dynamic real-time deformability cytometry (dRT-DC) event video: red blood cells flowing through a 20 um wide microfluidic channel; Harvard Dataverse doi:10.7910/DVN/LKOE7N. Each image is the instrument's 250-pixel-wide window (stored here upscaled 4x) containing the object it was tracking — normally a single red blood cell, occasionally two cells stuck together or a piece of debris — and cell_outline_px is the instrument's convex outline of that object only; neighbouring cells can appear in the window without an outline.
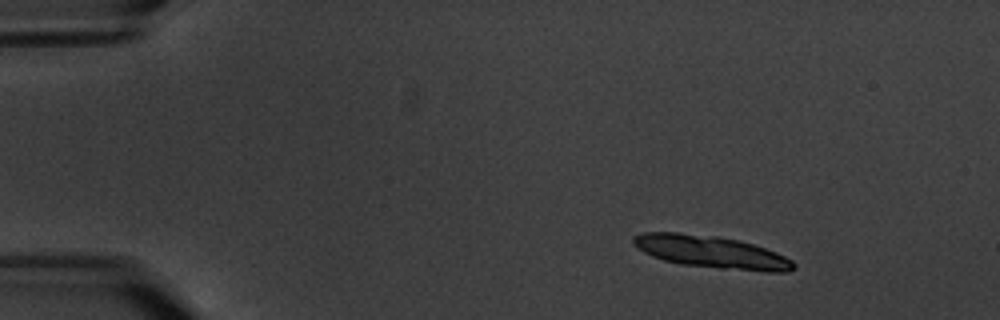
{"species": "common noctule bat (a hibernating species)", "species_latin": "Nyctalus noctula", "temperature_condition": "warm", "stored_images_in_passage": 4, "camera_frame_rate_fps": 3000, "um_per_image_px": 0.085, "animal": {"sex": "male", "body_mass_g": 20.1, "forearm_length_mm": 53.5}, "frame": {"image": 1, "passage_image": 1, "time_ms": 0.0, "image_size_px": [1000, 320], "cell_outline_px": [[796, 268], [788, 272], [764, 272], [720, 268], [680, 264], [664, 260], [652, 256], [636, 248], [632, 244], [632, 236], [640, 232], [680, 232], [716, 236], [740, 240], [776, 252], [792, 260], [796, 264]], "centroid_in_image_um": [60.44, 21.41], "position_along_channel_um": 24.6, "area_um2": 30.52}}